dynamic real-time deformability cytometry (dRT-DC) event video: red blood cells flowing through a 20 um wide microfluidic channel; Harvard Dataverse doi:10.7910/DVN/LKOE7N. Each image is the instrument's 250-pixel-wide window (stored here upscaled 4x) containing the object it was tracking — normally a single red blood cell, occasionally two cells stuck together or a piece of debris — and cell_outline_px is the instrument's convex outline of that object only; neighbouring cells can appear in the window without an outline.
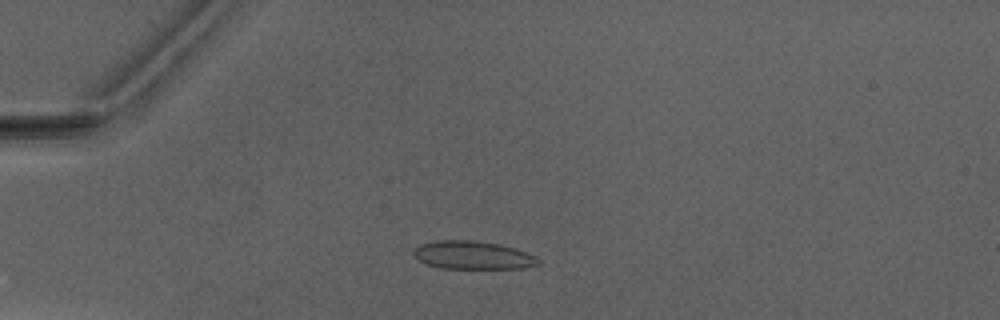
{"species": "Egyptian fruit bat (a non-hibernating species)", "species_latin": "Rousettus aegyptiacus", "temperature_condition": "warm", "stored_images_in_passage": 6, "camera_frame_rate_fps": 3000, "um_per_image_px": 0.085, "animal": {"sex": "male"}, "frame": {"image": 1, "passage_image": 3, "time_ms": 3.333, "image_size_px": [1000, 320], "cell_outline_px": [[540, 264], [524, 268], [440, 268], [428, 264], [420, 260], [412, 252], [420, 244], [436, 240], [472, 240], [500, 244], [516, 248], [528, 252], [536, 256], [540, 260]], "centroid_in_image_um": [40.24, 21.68], "position_along_channel_um": 44.8, "area_um2": 20.46}}
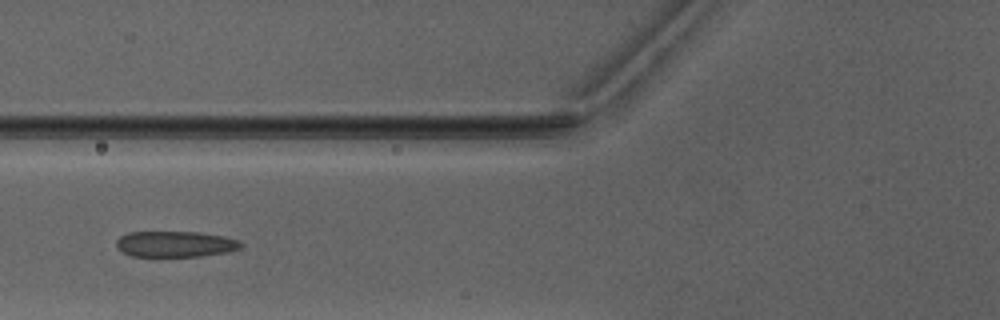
{"frame": {"image": 2, "passage_image": 5, "time_ms": 5.667, "image_size_px": [1000, 320], "cell_outline_px": [[244, 244], [240, 248], [228, 252], [200, 256], [132, 256], [120, 252], [116, 248], [116, 240], [120, 236], [128, 232], [196, 232], [224, 236], [240, 240]], "centroid_in_image_um": [14.88, 20.74], "position_along_channel_um": 110.9, "area_um2": 18.96}}
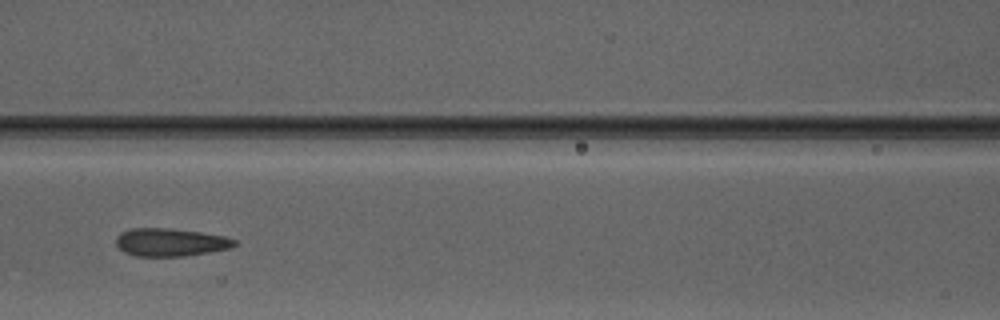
{"frame": {"image": 3, "passage_image": 6, "time_ms": 6.667, "image_size_px": [1000, 320], "cell_outline_px": [[236, 244], [232, 248], [212, 252], [184, 256], [136, 256], [124, 252], [116, 244], [116, 236], [120, 232], [132, 228], [168, 228], [200, 232], [224, 236], [236, 240]], "centroid_in_image_um": [14.49, 20.59], "position_along_channel_um": 152.1, "area_um2": 19.36}}